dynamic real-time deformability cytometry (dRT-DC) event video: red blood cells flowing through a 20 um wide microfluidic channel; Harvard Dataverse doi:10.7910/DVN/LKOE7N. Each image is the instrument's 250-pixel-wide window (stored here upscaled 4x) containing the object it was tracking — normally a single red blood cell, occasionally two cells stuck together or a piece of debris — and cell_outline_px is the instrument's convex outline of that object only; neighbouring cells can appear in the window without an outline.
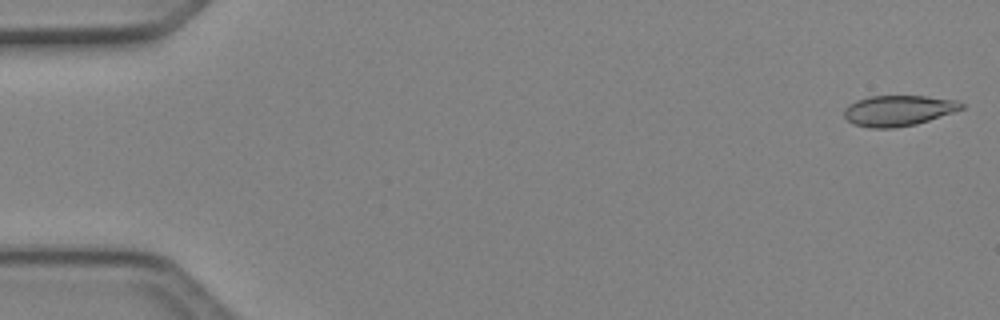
{"species": "Egyptian fruit bat (a non-hibernating species)", "species_latin": "Rousettus aegyptiacus", "temperature_condition": "cold", "stored_images_in_passage": 4, "camera_frame_rate_fps": 3000, "um_per_image_px": 0.085, "animal": {"sex": "female"}, "frame": {"image": 1, "passage_image": 1, "time_ms": 0.0, "image_size_px": [1000, 320], "cell_outline_px": [[964, 108], [916, 124], [892, 128], [872, 128], [852, 124], [844, 116], [844, 108], [848, 104], [856, 100], [868, 96], [924, 96], [956, 100], [964, 104]], "centroid_in_image_um": [76.31, 9.39], "position_along_channel_um": 8.7, "area_um2": 20.87}}
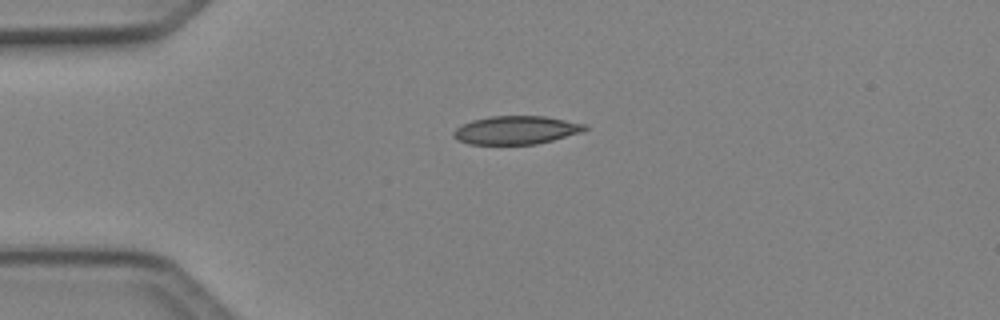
{"frame": {"image": 2, "passage_image": 4, "time_ms": 1.0, "image_size_px": [1000, 320], "cell_outline_px": [[588, 128], [584, 132], [536, 144], [468, 144], [452, 136], [452, 132], [456, 128], [472, 120], [492, 116], [544, 116], [588, 124]], "centroid_in_image_um": [43.91, 11.05], "position_along_channel_um": 41.1, "area_um2": 21.68}}